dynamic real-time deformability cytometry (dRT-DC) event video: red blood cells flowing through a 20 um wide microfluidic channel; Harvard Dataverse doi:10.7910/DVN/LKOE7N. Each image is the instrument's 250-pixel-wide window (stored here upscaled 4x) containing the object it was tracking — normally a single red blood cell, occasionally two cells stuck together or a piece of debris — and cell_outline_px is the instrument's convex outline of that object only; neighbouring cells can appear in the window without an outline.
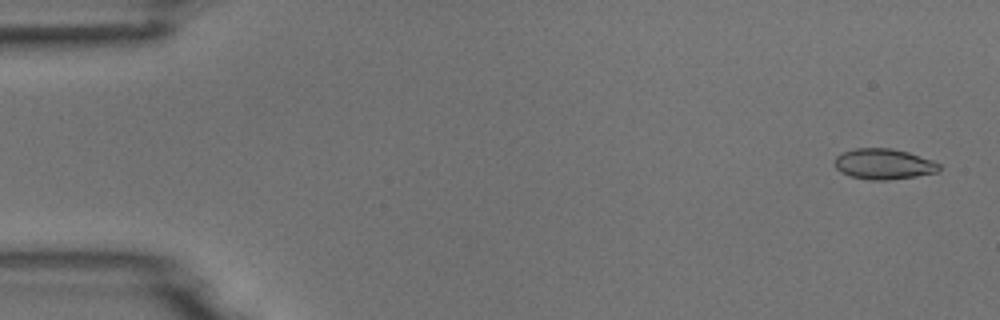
{"species": "common noctule bat (a hibernating species)", "species_latin": "Nyctalus noctula", "temperature_condition": "room temperature", "stored_images_in_passage": 4, "camera_frame_rate_fps": 3000, "um_per_image_px": 0.085, "animal": {"sex": "male", "body_mass_g": 18.8}, "frame": {"image": 1, "passage_image": 1, "time_ms": 0.0, "image_size_px": [1000, 320], "cell_outline_px": [[940, 168], [936, 172], [916, 176], [888, 180], [868, 180], [852, 176], [840, 172], [836, 168], [836, 156], [844, 152], [856, 148], [892, 148], [908, 152], [932, 160], [940, 164]], "centroid_in_image_um": [75.12, 13.94], "position_along_channel_um": 9.9, "area_um2": 18.5}}
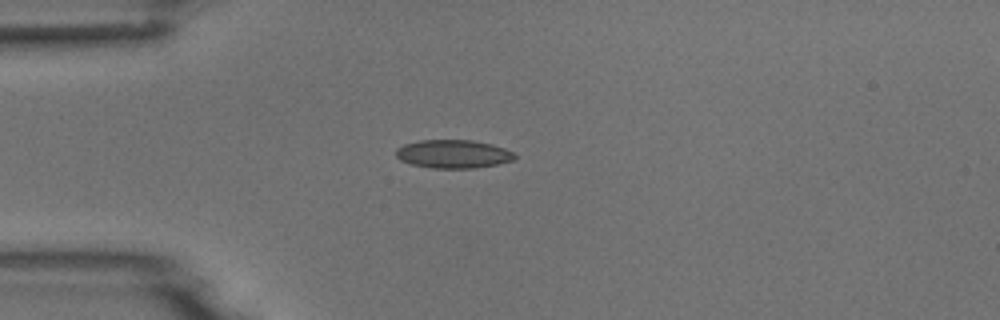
{"frame": {"image": 2, "passage_image": 4, "time_ms": 4.0, "image_size_px": [1000, 320], "cell_outline_px": [[516, 156], [512, 160], [496, 164], [476, 168], [432, 168], [412, 164], [400, 160], [396, 156], [396, 148], [404, 144], [420, 140], [472, 140], [492, 144], [504, 148], [512, 152]], "centroid_in_image_um": [38.5, 13.08], "position_along_channel_um": 46.5, "area_um2": 19.54}}